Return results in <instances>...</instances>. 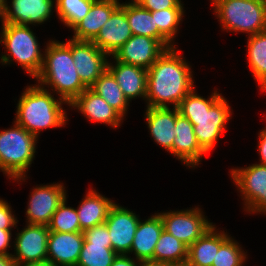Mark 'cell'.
Segmentation results:
<instances>
[{"label":"cell","instance_id":"1","mask_svg":"<svg viewBox=\"0 0 266 266\" xmlns=\"http://www.w3.org/2000/svg\"><path fill=\"white\" fill-rule=\"evenodd\" d=\"M174 47L168 48L147 70V107L177 108L193 88L192 72Z\"/></svg>","mask_w":266,"mask_h":266},{"label":"cell","instance_id":"2","mask_svg":"<svg viewBox=\"0 0 266 266\" xmlns=\"http://www.w3.org/2000/svg\"><path fill=\"white\" fill-rule=\"evenodd\" d=\"M177 108L179 113L193 124L200 147L206 153L209 152L230 119L231 111L227 101L217 92L207 100L192 90Z\"/></svg>","mask_w":266,"mask_h":266},{"label":"cell","instance_id":"3","mask_svg":"<svg viewBox=\"0 0 266 266\" xmlns=\"http://www.w3.org/2000/svg\"><path fill=\"white\" fill-rule=\"evenodd\" d=\"M43 66L36 79L42 85L54 87L61 99L70 104L87 87L82 83L75 67L70 41H52L45 49Z\"/></svg>","mask_w":266,"mask_h":266},{"label":"cell","instance_id":"4","mask_svg":"<svg viewBox=\"0 0 266 266\" xmlns=\"http://www.w3.org/2000/svg\"><path fill=\"white\" fill-rule=\"evenodd\" d=\"M41 86L28 87L17 106L16 122L31 134L37 135L44 128L64 125L66 113L61 108L63 99L56 100Z\"/></svg>","mask_w":266,"mask_h":266},{"label":"cell","instance_id":"5","mask_svg":"<svg viewBox=\"0 0 266 266\" xmlns=\"http://www.w3.org/2000/svg\"><path fill=\"white\" fill-rule=\"evenodd\" d=\"M0 132V169L14 179H23L34 158L37 137L15 123Z\"/></svg>","mask_w":266,"mask_h":266},{"label":"cell","instance_id":"6","mask_svg":"<svg viewBox=\"0 0 266 266\" xmlns=\"http://www.w3.org/2000/svg\"><path fill=\"white\" fill-rule=\"evenodd\" d=\"M224 29L250 33L266 30L265 0H212Z\"/></svg>","mask_w":266,"mask_h":266},{"label":"cell","instance_id":"7","mask_svg":"<svg viewBox=\"0 0 266 266\" xmlns=\"http://www.w3.org/2000/svg\"><path fill=\"white\" fill-rule=\"evenodd\" d=\"M2 38L7 51L22 67L36 78L40 73L44 57L29 26L2 23Z\"/></svg>","mask_w":266,"mask_h":266},{"label":"cell","instance_id":"8","mask_svg":"<svg viewBox=\"0 0 266 266\" xmlns=\"http://www.w3.org/2000/svg\"><path fill=\"white\" fill-rule=\"evenodd\" d=\"M231 174L244 195L247 211L266 212V165L253 164L245 169H232Z\"/></svg>","mask_w":266,"mask_h":266},{"label":"cell","instance_id":"9","mask_svg":"<svg viewBox=\"0 0 266 266\" xmlns=\"http://www.w3.org/2000/svg\"><path fill=\"white\" fill-rule=\"evenodd\" d=\"M164 230L175 236L188 247L199 239L210 227L198 208L186 211L160 213Z\"/></svg>","mask_w":266,"mask_h":266},{"label":"cell","instance_id":"10","mask_svg":"<svg viewBox=\"0 0 266 266\" xmlns=\"http://www.w3.org/2000/svg\"><path fill=\"white\" fill-rule=\"evenodd\" d=\"M70 49L76 71L82 83L90 88L107 70V54L92 41L70 40Z\"/></svg>","mask_w":266,"mask_h":266},{"label":"cell","instance_id":"11","mask_svg":"<svg viewBox=\"0 0 266 266\" xmlns=\"http://www.w3.org/2000/svg\"><path fill=\"white\" fill-rule=\"evenodd\" d=\"M49 232L46 225L28 224L18 233L15 239L16 256L11 255L17 266L47 260Z\"/></svg>","mask_w":266,"mask_h":266},{"label":"cell","instance_id":"12","mask_svg":"<svg viewBox=\"0 0 266 266\" xmlns=\"http://www.w3.org/2000/svg\"><path fill=\"white\" fill-rule=\"evenodd\" d=\"M167 48L157 39L132 35L112 56L117 61L148 70Z\"/></svg>","mask_w":266,"mask_h":266},{"label":"cell","instance_id":"13","mask_svg":"<svg viewBox=\"0 0 266 266\" xmlns=\"http://www.w3.org/2000/svg\"><path fill=\"white\" fill-rule=\"evenodd\" d=\"M132 211L114 204L104 222L109 231L112 249L118 255L130 253L135 231L139 223Z\"/></svg>","mask_w":266,"mask_h":266},{"label":"cell","instance_id":"14","mask_svg":"<svg viewBox=\"0 0 266 266\" xmlns=\"http://www.w3.org/2000/svg\"><path fill=\"white\" fill-rule=\"evenodd\" d=\"M30 197L26 211L29 224L48 226L66 192L63 185L52 184L35 188Z\"/></svg>","mask_w":266,"mask_h":266},{"label":"cell","instance_id":"15","mask_svg":"<svg viewBox=\"0 0 266 266\" xmlns=\"http://www.w3.org/2000/svg\"><path fill=\"white\" fill-rule=\"evenodd\" d=\"M83 243L84 236L81 231H50L47 244V260L57 266H76Z\"/></svg>","mask_w":266,"mask_h":266},{"label":"cell","instance_id":"16","mask_svg":"<svg viewBox=\"0 0 266 266\" xmlns=\"http://www.w3.org/2000/svg\"><path fill=\"white\" fill-rule=\"evenodd\" d=\"M132 35L126 12L119 5L92 42L110 56L117 52Z\"/></svg>","mask_w":266,"mask_h":266},{"label":"cell","instance_id":"17","mask_svg":"<svg viewBox=\"0 0 266 266\" xmlns=\"http://www.w3.org/2000/svg\"><path fill=\"white\" fill-rule=\"evenodd\" d=\"M53 0H12V10L6 5L2 23L25 25L46 21L53 8Z\"/></svg>","mask_w":266,"mask_h":266},{"label":"cell","instance_id":"18","mask_svg":"<svg viewBox=\"0 0 266 266\" xmlns=\"http://www.w3.org/2000/svg\"><path fill=\"white\" fill-rule=\"evenodd\" d=\"M175 138L172 154L177 156L186 165L195 167L206 152L200 147L194 133L193 124L183 117L176 108ZM195 165V166H194Z\"/></svg>","mask_w":266,"mask_h":266},{"label":"cell","instance_id":"19","mask_svg":"<svg viewBox=\"0 0 266 266\" xmlns=\"http://www.w3.org/2000/svg\"><path fill=\"white\" fill-rule=\"evenodd\" d=\"M69 106L77 107L89 120L118 127L122 116L113 109L101 96L87 88L76 97Z\"/></svg>","mask_w":266,"mask_h":266},{"label":"cell","instance_id":"20","mask_svg":"<svg viewBox=\"0 0 266 266\" xmlns=\"http://www.w3.org/2000/svg\"><path fill=\"white\" fill-rule=\"evenodd\" d=\"M119 5L120 3L117 0H96L92 4L87 16L72 28L75 33L72 39L92 41Z\"/></svg>","mask_w":266,"mask_h":266},{"label":"cell","instance_id":"21","mask_svg":"<svg viewBox=\"0 0 266 266\" xmlns=\"http://www.w3.org/2000/svg\"><path fill=\"white\" fill-rule=\"evenodd\" d=\"M172 111L169 107H147L146 119L151 136L156 143L172 153L174 128L176 123V108Z\"/></svg>","mask_w":266,"mask_h":266},{"label":"cell","instance_id":"22","mask_svg":"<svg viewBox=\"0 0 266 266\" xmlns=\"http://www.w3.org/2000/svg\"><path fill=\"white\" fill-rule=\"evenodd\" d=\"M107 69L113 74L128 101L137 96L146 98V69L117 60L115 66L108 64Z\"/></svg>","mask_w":266,"mask_h":266},{"label":"cell","instance_id":"23","mask_svg":"<svg viewBox=\"0 0 266 266\" xmlns=\"http://www.w3.org/2000/svg\"><path fill=\"white\" fill-rule=\"evenodd\" d=\"M163 229L160 214L153 215L144 222L139 221L130 250L139 262L153 261L154 249Z\"/></svg>","mask_w":266,"mask_h":266},{"label":"cell","instance_id":"24","mask_svg":"<svg viewBox=\"0 0 266 266\" xmlns=\"http://www.w3.org/2000/svg\"><path fill=\"white\" fill-rule=\"evenodd\" d=\"M214 225L188 247L185 266H212L220 246L229 238L225 233L214 232Z\"/></svg>","mask_w":266,"mask_h":266},{"label":"cell","instance_id":"25","mask_svg":"<svg viewBox=\"0 0 266 266\" xmlns=\"http://www.w3.org/2000/svg\"><path fill=\"white\" fill-rule=\"evenodd\" d=\"M85 197L77 209L81 232L103 224L115 204L94 190H90Z\"/></svg>","mask_w":266,"mask_h":266},{"label":"cell","instance_id":"26","mask_svg":"<svg viewBox=\"0 0 266 266\" xmlns=\"http://www.w3.org/2000/svg\"><path fill=\"white\" fill-rule=\"evenodd\" d=\"M187 257L188 246L163 229L154 249L153 262L185 266Z\"/></svg>","mask_w":266,"mask_h":266},{"label":"cell","instance_id":"27","mask_svg":"<svg viewBox=\"0 0 266 266\" xmlns=\"http://www.w3.org/2000/svg\"><path fill=\"white\" fill-rule=\"evenodd\" d=\"M90 89L101 96L122 117L124 116L129 101L108 69L94 82Z\"/></svg>","mask_w":266,"mask_h":266},{"label":"cell","instance_id":"28","mask_svg":"<svg viewBox=\"0 0 266 266\" xmlns=\"http://www.w3.org/2000/svg\"><path fill=\"white\" fill-rule=\"evenodd\" d=\"M126 12L133 35H143L158 40V27L155 24L151 11L144 9L137 2L120 4Z\"/></svg>","mask_w":266,"mask_h":266},{"label":"cell","instance_id":"29","mask_svg":"<svg viewBox=\"0 0 266 266\" xmlns=\"http://www.w3.org/2000/svg\"><path fill=\"white\" fill-rule=\"evenodd\" d=\"M183 12V8H169L159 11H151V15L158 27V40L167 49L174 47L170 42L173 40L174 35H176Z\"/></svg>","mask_w":266,"mask_h":266},{"label":"cell","instance_id":"30","mask_svg":"<svg viewBox=\"0 0 266 266\" xmlns=\"http://www.w3.org/2000/svg\"><path fill=\"white\" fill-rule=\"evenodd\" d=\"M249 66L258 84L266 80V30L254 34L248 40Z\"/></svg>","mask_w":266,"mask_h":266},{"label":"cell","instance_id":"31","mask_svg":"<svg viewBox=\"0 0 266 266\" xmlns=\"http://www.w3.org/2000/svg\"><path fill=\"white\" fill-rule=\"evenodd\" d=\"M117 255L112 245L84 242L76 266H111Z\"/></svg>","mask_w":266,"mask_h":266},{"label":"cell","instance_id":"32","mask_svg":"<svg viewBox=\"0 0 266 266\" xmlns=\"http://www.w3.org/2000/svg\"><path fill=\"white\" fill-rule=\"evenodd\" d=\"M96 0H56V12L66 26L73 28L87 14Z\"/></svg>","mask_w":266,"mask_h":266},{"label":"cell","instance_id":"33","mask_svg":"<svg viewBox=\"0 0 266 266\" xmlns=\"http://www.w3.org/2000/svg\"><path fill=\"white\" fill-rule=\"evenodd\" d=\"M66 198L59 204L48 225L49 231L80 232V223L76 209L66 207Z\"/></svg>","mask_w":266,"mask_h":266},{"label":"cell","instance_id":"34","mask_svg":"<svg viewBox=\"0 0 266 266\" xmlns=\"http://www.w3.org/2000/svg\"><path fill=\"white\" fill-rule=\"evenodd\" d=\"M230 237L220 246L212 266H242L245 254Z\"/></svg>","mask_w":266,"mask_h":266},{"label":"cell","instance_id":"35","mask_svg":"<svg viewBox=\"0 0 266 266\" xmlns=\"http://www.w3.org/2000/svg\"><path fill=\"white\" fill-rule=\"evenodd\" d=\"M84 242L98 245H112L109 231L105 223L83 231Z\"/></svg>","mask_w":266,"mask_h":266},{"label":"cell","instance_id":"36","mask_svg":"<svg viewBox=\"0 0 266 266\" xmlns=\"http://www.w3.org/2000/svg\"><path fill=\"white\" fill-rule=\"evenodd\" d=\"M149 11H159L169 8H183L181 0H134Z\"/></svg>","mask_w":266,"mask_h":266},{"label":"cell","instance_id":"37","mask_svg":"<svg viewBox=\"0 0 266 266\" xmlns=\"http://www.w3.org/2000/svg\"><path fill=\"white\" fill-rule=\"evenodd\" d=\"M11 213V207H9L6 201L0 199V229L10 230L11 227L16 225L17 220Z\"/></svg>","mask_w":266,"mask_h":266},{"label":"cell","instance_id":"38","mask_svg":"<svg viewBox=\"0 0 266 266\" xmlns=\"http://www.w3.org/2000/svg\"><path fill=\"white\" fill-rule=\"evenodd\" d=\"M11 240V231L0 229V254L5 256H11L6 250L10 247L9 242Z\"/></svg>","mask_w":266,"mask_h":266},{"label":"cell","instance_id":"39","mask_svg":"<svg viewBox=\"0 0 266 266\" xmlns=\"http://www.w3.org/2000/svg\"><path fill=\"white\" fill-rule=\"evenodd\" d=\"M259 141V153L262 165H266V129L262 130L260 133Z\"/></svg>","mask_w":266,"mask_h":266},{"label":"cell","instance_id":"40","mask_svg":"<svg viewBox=\"0 0 266 266\" xmlns=\"http://www.w3.org/2000/svg\"><path fill=\"white\" fill-rule=\"evenodd\" d=\"M111 266H137L127 255H117Z\"/></svg>","mask_w":266,"mask_h":266},{"label":"cell","instance_id":"41","mask_svg":"<svg viewBox=\"0 0 266 266\" xmlns=\"http://www.w3.org/2000/svg\"><path fill=\"white\" fill-rule=\"evenodd\" d=\"M0 266H17L11 256H5L0 254Z\"/></svg>","mask_w":266,"mask_h":266},{"label":"cell","instance_id":"42","mask_svg":"<svg viewBox=\"0 0 266 266\" xmlns=\"http://www.w3.org/2000/svg\"><path fill=\"white\" fill-rule=\"evenodd\" d=\"M20 266H57L55 264H53L52 262H50L49 260H45L42 262H33V263H26Z\"/></svg>","mask_w":266,"mask_h":266},{"label":"cell","instance_id":"43","mask_svg":"<svg viewBox=\"0 0 266 266\" xmlns=\"http://www.w3.org/2000/svg\"><path fill=\"white\" fill-rule=\"evenodd\" d=\"M139 265L140 266H172V265L167 264V263H160V262H153V261H141V262H139Z\"/></svg>","mask_w":266,"mask_h":266},{"label":"cell","instance_id":"44","mask_svg":"<svg viewBox=\"0 0 266 266\" xmlns=\"http://www.w3.org/2000/svg\"><path fill=\"white\" fill-rule=\"evenodd\" d=\"M6 1L7 0H0V16L3 14L5 6L7 5Z\"/></svg>","mask_w":266,"mask_h":266},{"label":"cell","instance_id":"45","mask_svg":"<svg viewBox=\"0 0 266 266\" xmlns=\"http://www.w3.org/2000/svg\"><path fill=\"white\" fill-rule=\"evenodd\" d=\"M262 90H265L266 89V80L260 84Z\"/></svg>","mask_w":266,"mask_h":266}]
</instances>
